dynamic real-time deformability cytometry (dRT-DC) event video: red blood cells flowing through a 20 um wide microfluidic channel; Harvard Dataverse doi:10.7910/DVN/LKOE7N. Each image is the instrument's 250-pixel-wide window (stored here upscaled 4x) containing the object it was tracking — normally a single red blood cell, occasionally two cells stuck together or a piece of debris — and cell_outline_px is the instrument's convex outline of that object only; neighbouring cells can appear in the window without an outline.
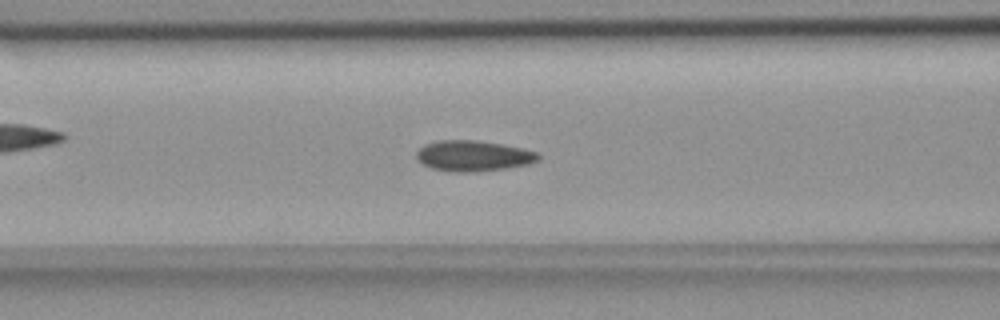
{"species": "common noctule bat (a hibernating species)", "species_latin": "Nyctalus noctula", "temperature_condition": "room temperature", "stored_images_in_passage": 55, "camera_frame_rate_fps": 3000, "um_per_image_px": 0.085, "animal": {"sex": "female", "body_mass_g": 18.4}, "frame": {"image": 1, "passage_image": 21, "time_ms": 6.667, "image_size_px": [1000, 320], "cell_outline_px": [[540, 160], [528, 164], [504, 168], [476, 172], [452, 172], [432, 168], [424, 164], [416, 156], [416, 152], [424, 144], [440, 140], [476, 140], [524, 148], [540, 152]], "centroid_in_image_um": [40.27, 13.24], "position_along_channel_um": 126.3, "area_um2": 21.79}}
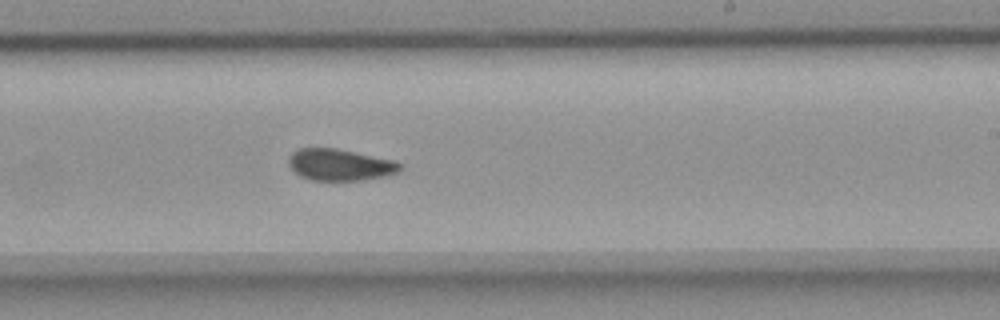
{"frame": {"image": 2, "passage_image": 32, "time_ms": 10.333, "image_size_px": [1000, 320], "cell_outline_px": [[404, 168], [400, 172], [384, 176], [364, 180], [312, 180], [300, 176], [288, 164], [288, 156], [292, 152], [300, 148], [336, 148], [396, 160], [404, 164]], "centroid_in_image_um": [28.96, 14.0], "position_along_channel_um": 260.0, "area_um2": 20.81}}
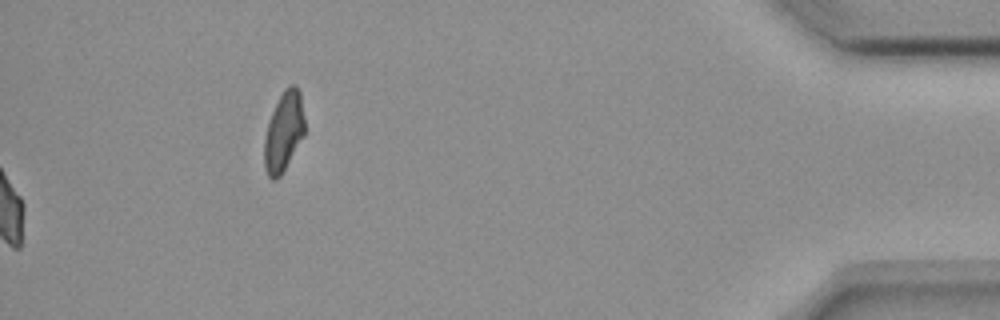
{"frame": {"image": 3, "passage_image": 55, "time_ms": 18.0, "image_size_px": [1000, 320], "cell_outline_px": [[304, 136], [280, 176], [276, 180], [272, 180], [268, 176], [264, 168], [264, 140], [268, 124], [272, 112], [284, 88], [288, 84], [292, 84], [300, 92], [304, 116]], "centroid_in_image_um": [24.11, 11.21], "position_along_channel_um": 411.1, "area_um2": 18.61}, "authors_computed_cell_mechanics": {"area_um2": 21.097, "velocity_mm_per_s": 3.669, "shape_relaxation_time_tau1_ms": 9.6915, "shape_relaxation_time_tau2_ms": 1.5682, "deformation_change_tau1": 0.1552, "deformation_change_tau2": 0.067}}